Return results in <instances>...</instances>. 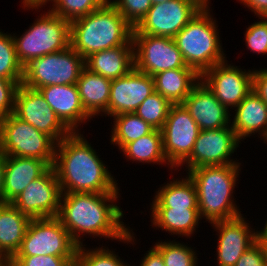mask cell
<instances>
[{"label": "cell", "mask_w": 267, "mask_h": 266, "mask_svg": "<svg viewBox=\"0 0 267 266\" xmlns=\"http://www.w3.org/2000/svg\"><path fill=\"white\" fill-rule=\"evenodd\" d=\"M42 14L41 12L22 35L12 34L16 56L23 67L33 59L70 46V21L49 10Z\"/></svg>", "instance_id": "8992f818"}, {"label": "cell", "mask_w": 267, "mask_h": 266, "mask_svg": "<svg viewBox=\"0 0 267 266\" xmlns=\"http://www.w3.org/2000/svg\"><path fill=\"white\" fill-rule=\"evenodd\" d=\"M75 259L52 255L14 256L9 266H75Z\"/></svg>", "instance_id": "74e56055"}, {"label": "cell", "mask_w": 267, "mask_h": 266, "mask_svg": "<svg viewBox=\"0 0 267 266\" xmlns=\"http://www.w3.org/2000/svg\"><path fill=\"white\" fill-rule=\"evenodd\" d=\"M262 17L267 22V12Z\"/></svg>", "instance_id": "f5cc1de1"}, {"label": "cell", "mask_w": 267, "mask_h": 266, "mask_svg": "<svg viewBox=\"0 0 267 266\" xmlns=\"http://www.w3.org/2000/svg\"><path fill=\"white\" fill-rule=\"evenodd\" d=\"M0 77L12 81L23 80V66L19 63L13 36L0 29Z\"/></svg>", "instance_id": "836d02e7"}, {"label": "cell", "mask_w": 267, "mask_h": 266, "mask_svg": "<svg viewBox=\"0 0 267 266\" xmlns=\"http://www.w3.org/2000/svg\"><path fill=\"white\" fill-rule=\"evenodd\" d=\"M228 62L226 59L206 70L201 80L222 105L233 110L252 91L253 69L242 70Z\"/></svg>", "instance_id": "9a60e30c"}, {"label": "cell", "mask_w": 267, "mask_h": 266, "mask_svg": "<svg viewBox=\"0 0 267 266\" xmlns=\"http://www.w3.org/2000/svg\"><path fill=\"white\" fill-rule=\"evenodd\" d=\"M120 194L62 193L57 218L78 246L84 245L87 234L133 246L136 235L123 222L125 213L117 204Z\"/></svg>", "instance_id": "6da1fadb"}, {"label": "cell", "mask_w": 267, "mask_h": 266, "mask_svg": "<svg viewBox=\"0 0 267 266\" xmlns=\"http://www.w3.org/2000/svg\"><path fill=\"white\" fill-rule=\"evenodd\" d=\"M200 128L182 104H173L161 129L163 151L169 164L178 170L190 157Z\"/></svg>", "instance_id": "8fae6325"}, {"label": "cell", "mask_w": 267, "mask_h": 266, "mask_svg": "<svg viewBox=\"0 0 267 266\" xmlns=\"http://www.w3.org/2000/svg\"><path fill=\"white\" fill-rule=\"evenodd\" d=\"M14 114L38 131L50 136L57 144L72 133L59 119L39 90L20 84L16 92Z\"/></svg>", "instance_id": "5bb4252c"}, {"label": "cell", "mask_w": 267, "mask_h": 266, "mask_svg": "<svg viewBox=\"0 0 267 266\" xmlns=\"http://www.w3.org/2000/svg\"><path fill=\"white\" fill-rule=\"evenodd\" d=\"M0 266H9V261L6 259H0Z\"/></svg>", "instance_id": "681fc988"}, {"label": "cell", "mask_w": 267, "mask_h": 266, "mask_svg": "<svg viewBox=\"0 0 267 266\" xmlns=\"http://www.w3.org/2000/svg\"><path fill=\"white\" fill-rule=\"evenodd\" d=\"M166 1H169V0H151V3H152V5H154V4H158V3H165Z\"/></svg>", "instance_id": "f907efd6"}, {"label": "cell", "mask_w": 267, "mask_h": 266, "mask_svg": "<svg viewBox=\"0 0 267 266\" xmlns=\"http://www.w3.org/2000/svg\"><path fill=\"white\" fill-rule=\"evenodd\" d=\"M85 68L110 80L123 77L134 68V45L92 53L85 58Z\"/></svg>", "instance_id": "603a6c76"}, {"label": "cell", "mask_w": 267, "mask_h": 266, "mask_svg": "<svg viewBox=\"0 0 267 266\" xmlns=\"http://www.w3.org/2000/svg\"><path fill=\"white\" fill-rule=\"evenodd\" d=\"M240 167L241 164H228L202 166L186 171L196 187L201 220L205 219V222L211 224L242 215L234 199Z\"/></svg>", "instance_id": "3957f363"}, {"label": "cell", "mask_w": 267, "mask_h": 266, "mask_svg": "<svg viewBox=\"0 0 267 266\" xmlns=\"http://www.w3.org/2000/svg\"><path fill=\"white\" fill-rule=\"evenodd\" d=\"M80 245L77 248L75 266H132L120 258L114 250L108 247L89 248Z\"/></svg>", "instance_id": "d6a6232c"}, {"label": "cell", "mask_w": 267, "mask_h": 266, "mask_svg": "<svg viewBox=\"0 0 267 266\" xmlns=\"http://www.w3.org/2000/svg\"><path fill=\"white\" fill-rule=\"evenodd\" d=\"M76 85L85 111L92 118L102 116L108 109L111 80L84 68Z\"/></svg>", "instance_id": "4316f807"}, {"label": "cell", "mask_w": 267, "mask_h": 266, "mask_svg": "<svg viewBox=\"0 0 267 266\" xmlns=\"http://www.w3.org/2000/svg\"><path fill=\"white\" fill-rule=\"evenodd\" d=\"M248 26L245 31L246 48L257 55H267V22L263 17Z\"/></svg>", "instance_id": "8d00e7d4"}, {"label": "cell", "mask_w": 267, "mask_h": 266, "mask_svg": "<svg viewBox=\"0 0 267 266\" xmlns=\"http://www.w3.org/2000/svg\"><path fill=\"white\" fill-rule=\"evenodd\" d=\"M21 2L24 10L27 9L30 11L31 9L33 11L35 9V11H37L38 9L43 8L44 5H47V3L49 4V2L51 6V3L53 4L55 0H22Z\"/></svg>", "instance_id": "ee69618b"}, {"label": "cell", "mask_w": 267, "mask_h": 266, "mask_svg": "<svg viewBox=\"0 0 267 266\" xmlns=\"http://www.w3.org/2000/svg\"><path fill=\"white\" fill-rule=\"evenodd\" d=\"M31 219L12 203L0 204V254L10 261L21 247Z\"/></svg>", "instance_id": "cb8c5ba5"}, {"label": "cell", "mask_w": 267, "mask_h": 266, "mask_svg": "<svg viewBox=\"0 0 267 266\" xmlns=\"http://www.w3.org/2000/svg\"><path fill=\"white\" fill-rule=\"evenodd\" d=\"M240 143L231 125L200 130L190 157L180 167L186 164L184 170L189 171L202 166L242 164L237 158H231Z\"/></svg>", "instance_id": "7c38bea8"}, {"label": "cell", "mask_w": 267, "mask_h": 266, "mask_svg": "<svg viewBox=\"0 0 267 266\" xmlns=\"http://www.w3.org/2000/svg\"><path fill=\"white\" fill-rule=\"evenodd\" d=\"M173 104L154 91L134 112L154 129L161 130Z\"/></svg>", "instance_id": "1f68e13d"}, {"label": "cell", "mask_w": 267, "mask_h": 266, "mask_svg": "<svg viewBox=\"0 0 267 266\" xmlns=\"http://www.w3.org/2000/svg\"><path fill=\"white\" fill-rule=\"evenodd\" d=\"M234 266H267L261 244L256 241L241 255Z\"/></svg>", "instance_id": "ab89813d"}, {"label": "cell", "mask_w": 267, "mask_h": 266, "mask_svg": "<svg viewBox=\"0 0 267 266\" xmlns=\"http://www.w3.org/2000/svg\"><path fill=\"white\" fill-rule=\"evenodd\" d=\"M133 27L107 1L101 8L70 22V46L84 59L97 51L134 45Z\"/></svg>", "instance_id": "277c9868"}, {"label": "cell", "mask_w": 267, "mask_h": 266, "mask_svg": "<svg viewBox=\"0 0 267 266\" xmlns=\"http://www.w3.org/2000/svg\"><path fill=\"white\" fill-rule=\"evenodd\" d=\"M2 119H3V116L0 114V131H1Z\"/></svg>", "instance_id": "816d5d0a"}, {"label": "cell", "mask_w": 267, "mask_h": 266, "mask_svg": "<svg viewBox=\"0 0 267 266\" xmlns=\"http://www.w3.org/2000/svg\"><path fill=\"white\" fill-rule=\"evenodd\" d=\"M264 228L258 231L257 240H267V220L265 221Z\"/></svg>", "instance_id": "bcb514c9"}, {"label": "cell", "mask_w": 267, "mask_h": 266, "mask_svg": "<svg viewBox=\"0 0 267 266\" xmlns=\"http://www.w3.org/2000/svg\"><path fill=\"white\" fill-rule=\"evenodd\" d=\"M210 225L218 233L217 266H234L241 255L257 241L258 231L250 226L243 214Z\"/></svg>", "instance_id": "ac0fdd59"}, {"label": "cell", "mask_w": 267, "mask_h": 266, "mask_svg": "<svg viewBox=\"0 0 267 266\" xmlns=\"http://www.w3.org/2000/svg\"><path fill=\"white\" fill-rule=\"evenodd\" d=\"M110 144L120 151L127 143L151 133L154 128L135 113H123L113 117Z\"/></svg>", "instance_id": "f546056e"}, {"label": "cell", "mask_w": 267, "mask_h": 266, "mask_svg": "<svg viewBox=\"0 0 267 266\" xmlns=\"http://www.w3.org/2000/svg\"><path fill=\"white\" fill-rule=\"evenodd\" d=\"M50 165L43 160L5 156L3 180V203H11L36 178L40 177Z\"/></svg>", "instance_id": "7402d4cb"}, {"label": "cell", "mask_w": 267, "mask_h": 266, "mask_svg": "<svg viewBox=\"0 0 267 266\" xmlns=\"http://www.w3.org/2000/svg\"><path fill=\"white\" fill-rule=\"evenodd\" d=\"M153 247L161 254L165 266H198L197 252L186 243L179 241H158Z\"/></svg>", "instance_id": "4dcf8cb0"}, {"label": "cell", "mask_w": 267, "mask_h": 266, "mask_svg": "<svg viewBox=\"0 0 267 266\" xmlns=\"http://www.w3.org/2000/svg\"><path fill=\"white\" fill-rule=\"evenodd\" d=\"M237 2L254 12V16L262 17L267 12V0H238Z\"/></svg>", "instance_id": "7bdbcfd3"}, {"label": "cell", "mask_w": 267, "mask_h": 266, "mask_svg": "<svg viewBox=\"0 0 267 266\" xmlns=\"http://www.w3.org/2000/svg\"><path fill=\"white\" fill-rule=\"evenodd\" d=\"M108 0H55L48 10L72 21L101 8ZM51 9V10H50Z\"/></svg>", "instance_id": "e575fe53"}, {"label": "cell", "mask_w": 267, "mask_h": 266, "mask_svg": "<svg viewBox=\"0 0 267 266\" xmlns=\"http://www.w3.org/2000/svg\"><path fill=\"white\" fill-rule=\"evenodd\" d=\"M135 28L152 7L151 0H108Z\"/></svg>", "instance_id": "d590c367"}, {"label": "cell", "mask_w": 267, "mask_h": 266, "mask_svg": "<svg viewBox=\"0 0 267 266\" xmlns=\"http://www.w3.org/2000/svg\"><path fill=\"white\" fill-rule=\"evenodd\" d=\"M204 6L197 0H169L152 5L132 34L174 38Z\"/></svg>", "instance_id": "30bf717a"}, {"label": "cell", "mask_w": 267, "mask_h": 266, "mask_svg": "<svg viewBox=\"0 0 267 266\" xmlns=\"http://www.w3.org/2000/svg\"><path fill=\"white\" fill-rule=\"evenodd\" d=\"M262 248H263V251H264V257H265V261H266V265H267V240H257Z\"/></svg>", "instance_id": "7dc6e473"}, {"label": "cell", "mask_w": 267, "mask_h": 266, "mask_svg": "<svg viewBox=\"0 0 267 266\" xmlns=\"http://www.w3.org/2000/svg\"><path fill=\"white\" fill-rule=\"evenodd\" d=\"M154 89L172 104H181L201 76L191 67L165 70L153 75Z\"/></svg>", "instance_id": "d4e9b609"}, {"label": "cell", "mask_w": 267, "mask_h": 266, "mask_svg": "<svg viewBox=\"0 0 267 266\" xmlns=\"http://www.w3.org/2000/svg\"><path fill=\"white\" fill-rule=\"evenodd\" d=\"M120 151L125 159L133 161L132 163H156L161 166L166 164L171 172L175 170L165 157L161 130L154 129L151 133L127 143Z\"/></svg>", "instance_id": "f1b7e54d"}, {"label": "cell", "mask_w": 267, "mask_h": 266, "mask_svg": "<svg viewBox=\"0 0 267 266\" xmlns=\"http://www.w3.org/2000/svg\"><path fill=\"white\" fill-rule=\"evenodd\" d=\"M84 68L85 59L69 46L33 59L24 66L22 84L35 90L51 85L76 84Z\"/></svg>", "instance_id": "ba28073f"}, {"label": "cell", "mask_w": 267, "mask_h": 266, "mask_svg": "<svg viewBox=\"0 0 267 266\" xmlns=\"http://www.w3.org/2000/svg\"><path fill=\"white\" fill-rule=\"evenodd\" d=\"M252 90L267 103V68L253 69Z\"/></svg>", "instance_id": "60d3db41"}, {"label": "cell", "mask_w": 267, "mask_h": 266, "mask_svg": "<svg viewBox=\"0 0 267 266\" xmlns=\"http://www.w3.org/2000/svg\"><path fill=\"white\" fill-rule=\"evenodd\" d=\"M154 91L153 77L134 67L125 76L111 80L108 109L102 115L134 113Z\"/></svg>", "instance_id": "e0dca14e"}, {"label": "cell", "mask_w": 267, "mask_h": 266, "mask_svg": "<svg viewBox=\"0 0 267 266\" xmlns=\"http://www.w3.org/2000/svg\"><path fill=\"white\" fill-rule=\"evenodd\" d=\"M199 3H201L203 6H210L211 1L210 0H197Z\"/></svg>", "instance_id": "c3c4849f"}, {"label": "cell", "mask_w": 267, "mask_h": 266, "mask_svg": "<svg viewBox=\"0 0 267 266\" xmlns=\"http://www.w3.org/2000/svg\"><path fill=\"white\" fill-rule=\"evenodd\" d=\"M57 143L14 113L4 116L0 131V152L4 156L30 157L53 166Z\"/></svg>", "instance_id": "52a82bcc"}, {"label": "cell", "mask_w": 267, "mask_h": 266, "mask_svg": "<svg viewBox=\"0 0 267 266\" xmlns=\"http://www.w3.org/2000/svg\"><path fill=\"white\" fill-rule=\"evenodd\" d=\"M134 67L150 76L186 65L174 38L132 34Z\"/></svg>", "instance_id": "4fadbf2b"}, {"label": "cell", "mask_w": 267, "mask_h": 266, "mask_svg": "<svg viewBox=\"0 0 267 266\" xmlns=\"http://www.w3.org/2000/svg\"><path fill=\"white\" fill-rule=\"evenodd\" d=\"M150 211L151 226L169 235H179L178 238L184 236L190 239L202 223L198 209L150 208Z\"/></svg>", "instance_id": "484cf974"}, {"label": "cell", "mask_w": 267, "mask_h": 266, "mask_svg": "<svg viewBox=\"0 0 267 266\" xmlns=\"http://www.w3.org/2000/svg\"><path fill=\"white\" fill-rule=\"evenodd\" d=\"M39 91L59 119L72 132H80L81 129L78 127L92 119L81 104L76 84L45 86Z\"/></svg>", "instance_id": "ffe728a7"}, {"label": "cell", "mask_w": 267, "mask_h": 266, "mask_svg": "<svg viewBox=\"0 0 267 266\" xmlns=\"http://www.w3.org/2000/svg\"><path fill=\"white\" fill-rule=\"evenodd\" d=\"M211 6H204L174 37L187 66L200 76L208 69L226 60L220 40L216 17Z\"/></svg>", "instance_id": "5b68a950"}, {"label": "cell", "mask_w": 267, "mask_h": 266, "mask_svg": "<svg viewBox=\"0 0 267 266\" xmlns=\"http://www.w3.org/2000/svg\"><path fill=\"white\" fill-rule=\"evenodd\" d=\"M61 194L57 175L50 166L11 203L30 219L57 217Z\"/></svg>", "instance_id": "2e32d148"}, {"label": "cell", "mask_w": 267, "mask_h": 266, "mask_svg": "<svg viewBox=\"0 0 267 266\" xmlns=\"http://www.w3.org/2000/svg\"><path fill=\"white\" fill-rule=\"evenodd\" d=\"M20 84L22 81L0 77V114L3 117L14 113L16 92Z\"/></svg>", "instance_id": "f35d334b"}, {"label": "cell", "mask_w": 267, "mask_h": 266, "mask_svg": "<svg viewBox=\"0 0 267 266\" xmlns=\"http://www.w3.org/2000/svg\"><path fill=\"white\" fill-rule=\"evenodd\" d=\"M78 245L57 217L31 219L15 256L76 257Z\"/></svg>", "instance_id": "9c48e42d"}, {"label": "cell", "mask_w": 267, "mask_h": 266, "mask_svg": "<svg viewBox=\"0 0 267 266\" xmlns=\"http://www.w3.org/2000/svg\"><path fill=\"white\" fill-rule=\"evenodd\" d=\"M4 170H5V156L0 152V204L3 203Z\"/></svg>", "instance_id": "f6af8a7d"}, {"label": "cell", "mask_w": 267, "mask_h": 266, "mask_svg": "<svg viewBox=\"0 0 267 266\" xmlns=\"http://www.w3.org/2000/svg\"><path fill=\"white\" fill-rule=\"evenodd\" d=\"M82 133L72 132L56 145L53 168L61 193H119L118 180Z\"/></svg>", "instance_id": "7a4b0ae2"}, {"label": "cell", "mask_w": 267, "mask_h": 266, "mask_svg": "<svg viewBox=\"0 0 267 266\" xmlns=\"http://www.w3.org/2000/svg\"><path fill=\"white\" fill-rule=\"evenodd\" d=\"M198 124L200 130L221 129L231 125V110L215 97L200 80L181 103Z\"/></svg>", "instance_id": "d6986e66"}, {"label": "cell", "mask_w": 267, "mask_h": 266, "mask_svg": "<svg viewBox=\"0 0 267 266\" xmlns=\"http://www.w3.org/2000/svg\"><path fill=\"white\" fill-rule=\"evenodd\" d=\"M186 178H172L158 188L150 208L198 209L197 191L188 175Z\"/></svg>", "instance_id": "83f0119b"}, {"label": "cell", "mask_w": 267, "mask_h": 266, "mask_svg": "<svg viewBox=\"0 0 267 266\" xmlns=\"http://www.w3.org/2000/svg\"><path fill=\"white\" fill-rule=\"evenodd\" d=\"M139 266H165V264L161 254L152 246L144 254Z\"/></svg>", "instance_id": "b9f144b4"}, {"label": "cell", "mask_w": 267, "mask_h": 266, "mask_svg": "<svg viewBox=\"0 0 267 266\" xmlns=\"http://www.w3.org/2000/svg\"><path fill=\"white\" fill-rule=\"evenodd\" d=\"M231 110V127L236 137L243 141L252 135L267 141V103H265L253 90L243 101ZM258 133V134H257Z\"/></svg>", "instance_id": "44dd1931"}]
</instances>
